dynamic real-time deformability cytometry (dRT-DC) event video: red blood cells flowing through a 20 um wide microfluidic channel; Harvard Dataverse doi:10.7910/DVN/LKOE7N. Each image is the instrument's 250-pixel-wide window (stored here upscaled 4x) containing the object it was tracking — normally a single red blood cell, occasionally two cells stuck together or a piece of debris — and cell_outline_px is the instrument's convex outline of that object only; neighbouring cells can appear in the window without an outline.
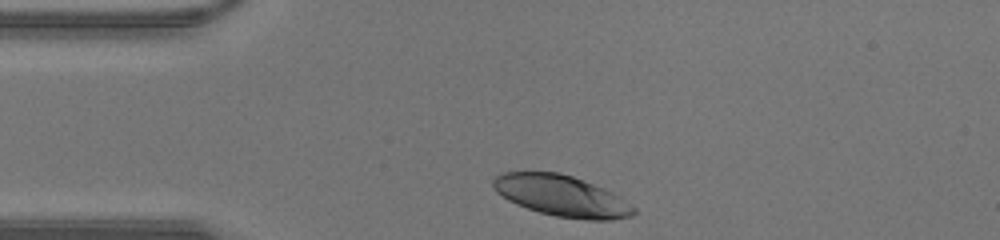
{"species": "human", "species_latin": "Homo sapiens", "temperature_condition": "warm", "stored_images_in_passage": 25, "camera_frame_rate_fps": 3000, "um_per_image_px": 0.085, "donor": {"sex": "male"}, "frame": {"image": 1, "passage_image": 1, "time_ms": 0.0, "image_size_px": [1000, 240], "cell_outline_px": [[636, 212], [632, 216], [612, 220], [588, 220], [556, 216], [540, 212], [516, 204], [508, 200], [496, 192], [492, 188], [492, 180], [496, 176], [504, 172], [560, 172], [572, 176], [604, 188], [620, 196], [636, 208]], "centroid_in_image_um": [47.75, 16.65], "position_along_channel_um": 37.3, "area_um2": 33.7}}
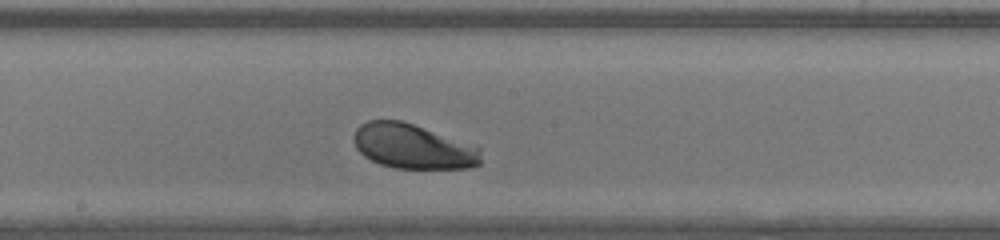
{"frame": {"image": 2, "passage_image": 14, "time_ms": 4.333, "image_size_px": [1000, 240], "cell_outline_px": [[480, 164], [468, 168], [392, 168], [380, 164], [364, 156], [356, 148], [352, 140], [352, 136], [356, 128], [360, 124], [368, 120], [400, 120], [412, 124], [480, 148]], "centroid_in_image_um": [35.02, 12.45], "position_along_channel_um": 213.2, "area_um2": 32.83}}
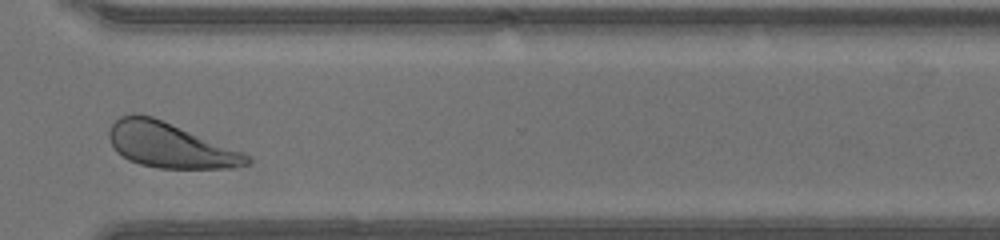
{"frame": {"image": 3, "passage_image": 23, "time_ms": 7.333, "image_size_px": [1000, 240], "cell_outline_px": [[252, 160], [248, 164], [232, 168], [160, 168], [140, 164], [128, 160], [116, 152], [108, 136], [108, 132], [112, 124], [120, 116], [132, 112], [152, 116], [244, 152]], "centroid_in_image_um": [14.42, 12.34], "position_along_channel_um": 356.2, "area_um2": 36.07}}